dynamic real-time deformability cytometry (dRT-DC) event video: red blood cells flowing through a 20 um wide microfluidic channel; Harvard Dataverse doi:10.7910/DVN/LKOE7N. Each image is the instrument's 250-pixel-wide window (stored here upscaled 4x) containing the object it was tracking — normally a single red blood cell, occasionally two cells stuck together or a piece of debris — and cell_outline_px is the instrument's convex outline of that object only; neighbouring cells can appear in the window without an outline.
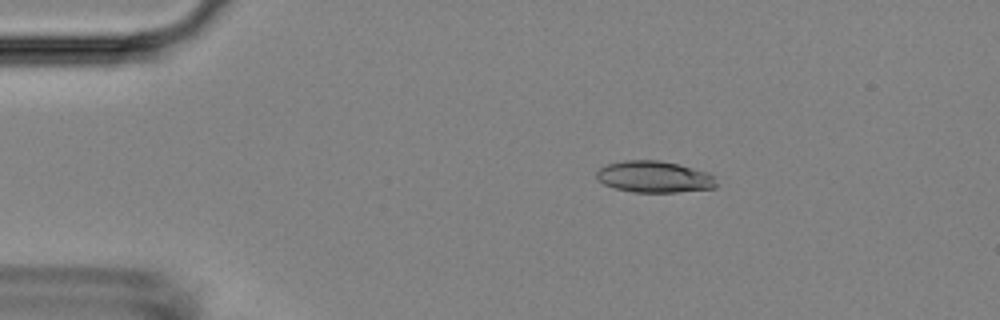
{"species": "Egyptian fruit bat (a non-hibernating species)", "species_latin": "Rousettus aegyptiacus", "temperature_condition": "room temperature", "stored_images_in_passage": 9, "camera_frame_rate_fps": 3000, "um_per_image_px": 0.085, "animal": {"sex": "female"}, "frame": {"image": 1, "passage_image": 3, "time_ms": 0.667, "image_size_px": [1000, 320], "cell_outline_px": [[716, 188], [676, 192], [632, 192], [612, 188], [596, 180], [596, 172], [600, 168], [608, 164], [624, 160], [660, 160], [680, 164], [708, 172], [712, 176], [716, 184]], "centroid_in_image_um": [55.58, 15.03], "position_along_channel_um": 29.4, "area_um2": 22.2}}
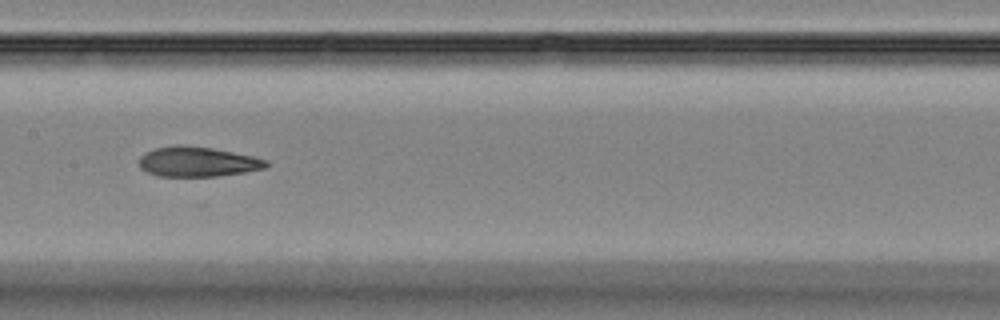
{"frame": {"image": 2, "passage_image": 8, "time_ms": 2.333, "image_size_px": [1000, 320], "cell_outline_px": [[268, 164], [264, 168], [244, 172], [216, 176], [156, 176], [140, 168], [140, 156], [144, 152], [156, 148], [176, 144], [180, 144], [212, 148], [252, 156], [268, 160]], "centroid_in_image_um": [16.76, 13.74], "position_along_channel_um": 190.6, "area_um2": 22.08}}
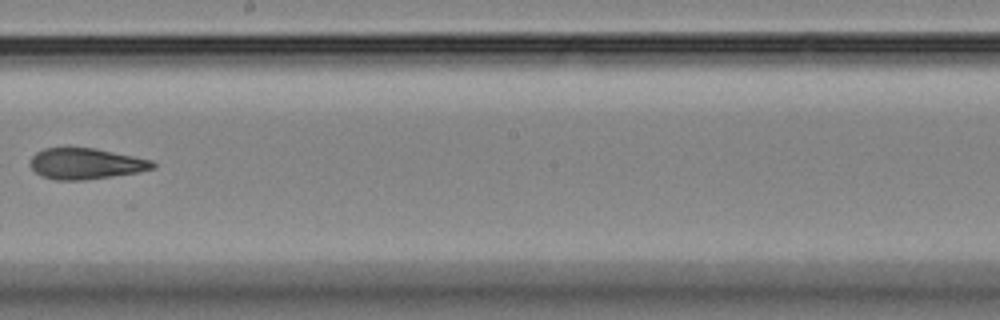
{"frame": {"image": 3, "passage_image": 9, "time_ms": 2.667, "image_size_px": [1000, 320], "cell_outline_px": [[156, 168], [140, 172], [84, 180], [56, 180], [40, 176], [28, 164], [32, 156], [36, 152], [44, 148], [96, 148], [152, 160], [156, 164]], "centroid_in_image_um": [7.29, 13.91], "position_along_channel_um": 240.9, "area_um2": 22.25}}